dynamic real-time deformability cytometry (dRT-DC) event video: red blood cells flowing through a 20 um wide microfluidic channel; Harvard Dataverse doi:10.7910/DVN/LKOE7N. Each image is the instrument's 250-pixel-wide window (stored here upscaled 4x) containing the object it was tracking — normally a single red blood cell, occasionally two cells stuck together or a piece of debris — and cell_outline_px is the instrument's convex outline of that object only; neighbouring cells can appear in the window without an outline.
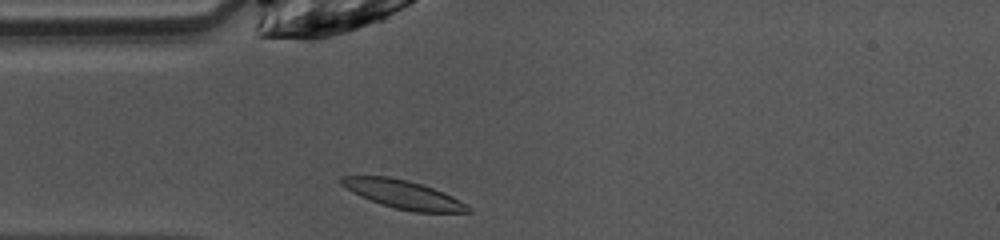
{"species": "common noctule bat (a hibernating species)", "species_latin": "Nyctalus noctula", "temperature_condition": "warm", "stored_images_in_passage": 37, "camera_frame_rate_fps": 3000, "um_per_image_px": 0.085, "animal": {"sex": "female", "body_mass_g": 10.0, "forearm_length_mm": 53.1}, "frame": {"image": 1, "passage_image": 1, "time_ms": 0.0, "image_size_px": [1000, 240], "cell_outline_px": [[472, 212], [416, 212], [396, 208], [380, 204], [360, 196], [352, 192], [340, 184], [340, 176], [388, 176], [408, 180], [444, 192], [452, 196], [464, 204]], "centroid_in_image_um": [34.21, 16.51], "position_along_channel_um": 50.8, "area_um2": 20.63}}
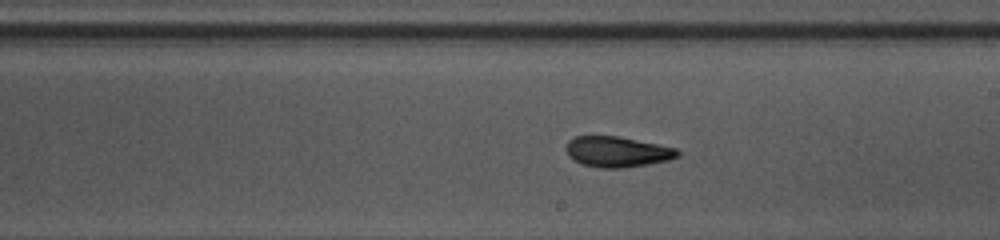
{"frame": {"image": 2, "passage_image": 15, "time_ms": 4.667, "image_size_px": [1000, 240], "cell_outline_px": [[680, 156], [668, 160], [648, 164], [624, 168], [600, 168], [584, 164], [568, 156], [564, 148], [568, 140], [576, 136], [620, 136], [660, 144], [676, 148], [680, 152]], "centroid_in_image_um": [52.48, 12.89], "position_along_channel_um": 236.5, "area_um2": 20.06}}
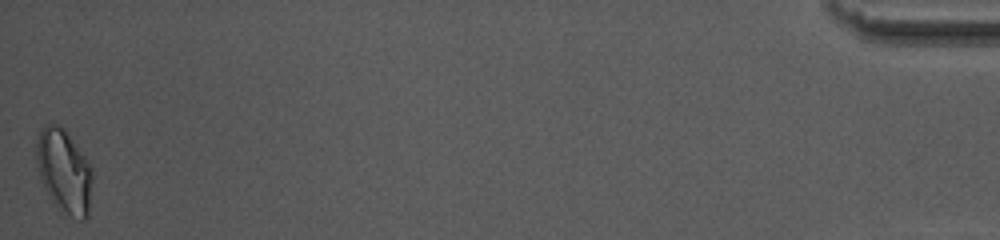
{"frame": {"image": 3, "passage_image": 37, "time_ms": 12.0, "image_size_px": [1000, 240], "cell_outline_px": [[92, 180], [88, 216], [84, 220], [80, 220], [64, 216], [60, 212], [52, 200], [40, 176], [36, 160], [36, 140], [40, 132], [48, 124], [56, 124], [64, 128], [84, 156], [92, 168]], "centroid_in_image_um": [5.46, 14.6], "position_along_channel_um": 429.7, "area_um2": 27.17}, "authors_computed_cell_mechanics": {"area_um2": 20.2878, "velocity_mm_per_s": 4.0622, "shape_relaxation_time_tau1_ms": 8.5607, "shape_relaxation_time_tau2_ms": 2.5416, "deformation_change_tau1": 0.2197, "deformation_change_tau2": 0.0864}}